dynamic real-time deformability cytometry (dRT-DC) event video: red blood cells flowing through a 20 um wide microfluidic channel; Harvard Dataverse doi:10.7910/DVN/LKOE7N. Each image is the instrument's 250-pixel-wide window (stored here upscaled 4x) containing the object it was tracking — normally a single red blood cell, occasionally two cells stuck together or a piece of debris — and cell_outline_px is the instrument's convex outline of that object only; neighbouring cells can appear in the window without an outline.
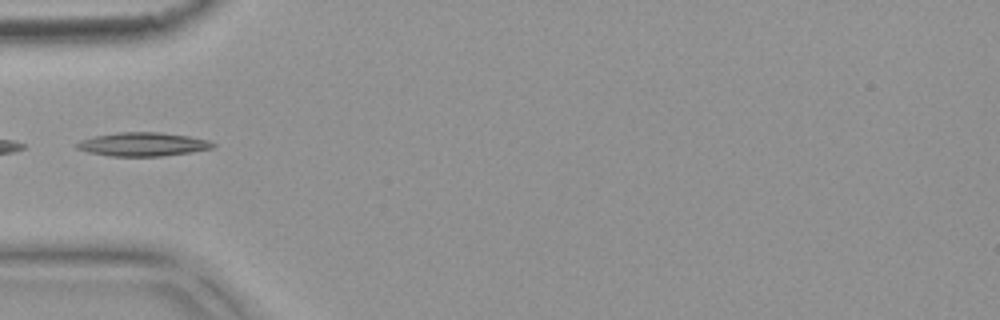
{"species": "common noctule bat (a hibernating species)", "species_latin": "Nyctalus noctula", "temperature_condition": "warm", "stored_images_in_passage": 5, "camera_frame_rate_fps": 3000, "um_per_image_px": 0.085, "animal": {"sex": "female", "body_mass_g": 18.4}, "frame": {"image": 1, "passage_image": 5, "time_ms": 1.333, "image_size_px": [1000, 320], "cell_outline_px": [[216, 144], [212, 148], [188, 152], [160, 156], [112, 156], [88, 152], [76, 148], [76, 144], [80, 140], [96, 136], [120, 132], [160, 132], [188, 136], [208, 140]], "centroid_in_image_um": [12.13, 12.26], "position_along_channel_um": 72.9, "area_um2": 18.5}}